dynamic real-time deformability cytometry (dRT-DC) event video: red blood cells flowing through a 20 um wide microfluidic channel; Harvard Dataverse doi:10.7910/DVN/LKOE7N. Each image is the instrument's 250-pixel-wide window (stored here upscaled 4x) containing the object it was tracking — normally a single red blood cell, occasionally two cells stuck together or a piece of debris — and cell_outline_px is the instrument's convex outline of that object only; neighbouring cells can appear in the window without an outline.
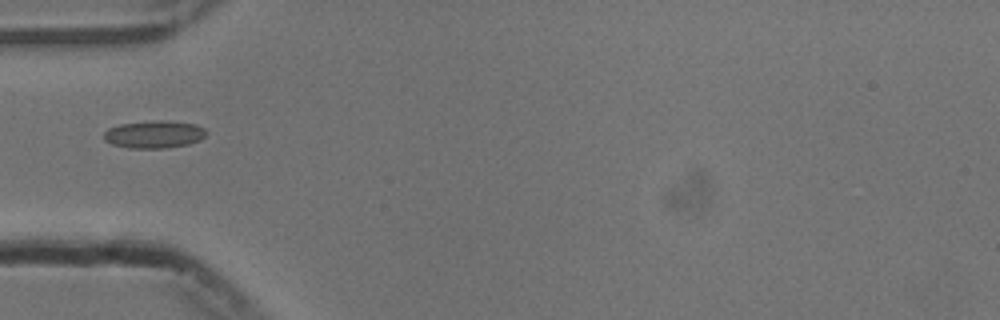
{"species": "common noctule bat (a hibernating species)", "species_latin": "Nyctalus noctula", "temperature_condition": "cold", "stored_images_in_passage": 3, "camera_frame_rate_fps": 3000, "um_per_image_px": 0.085, "animal": {"sex": "male", "body_mass_g": 13.3}, "frame": {"image": 1, "passage_image": 1, "time_ms": 0.0, "image_size_px": [1000, 320], "cell_outline_px": [[208, 132], [200, 140], [188, 144], [164, 148], [128, 148], [112, 144], [104, 140], [104, 132], [108, 128], [120, 124], [152, 120], [168, 120], [196, 124], [204, 128]], "centroid_in_image_um": [13.11, 11.41], "position_along_channel_um": 71.9, "area_um2": 16.59}}